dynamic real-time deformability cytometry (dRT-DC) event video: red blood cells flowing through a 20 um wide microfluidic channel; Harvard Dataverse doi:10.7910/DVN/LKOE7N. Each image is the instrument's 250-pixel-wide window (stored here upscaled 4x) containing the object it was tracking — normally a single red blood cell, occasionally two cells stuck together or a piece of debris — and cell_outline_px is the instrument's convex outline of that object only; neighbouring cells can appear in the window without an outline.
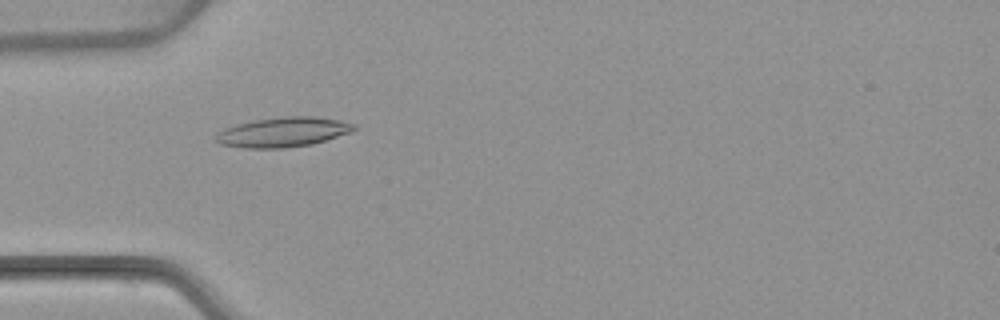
{"species": "common noctule bat (a hibernating species)", "species_latin": "Nyctalus noctula", "temperature_condition": "warm", "stored_images_in_passage": 6, "camera_frame_rate_fps": 3000, "um_per_image_px": 0.085, "animal": {"sex": "female", "body_mass_g": 22.7, "forearm_length_mm": 54.2}, "frame": {"image": 1, "passage_image": 5, "time_ms": 5.0, "image_size_px": [1000, 320], "cell_outline_px": [[356, 128], [352, 132], [312, 144], [284, 148], [244, 148], [220, 144], [212, 140], [224, 128], [236, 124], [252, 120], [284, 116], [312, 116], [340, 120], [356, 124]], "centroid_in_image_um": [24.05, 11.22], "position_along_channel_um": 61.0, "area_um2": 24.1}}
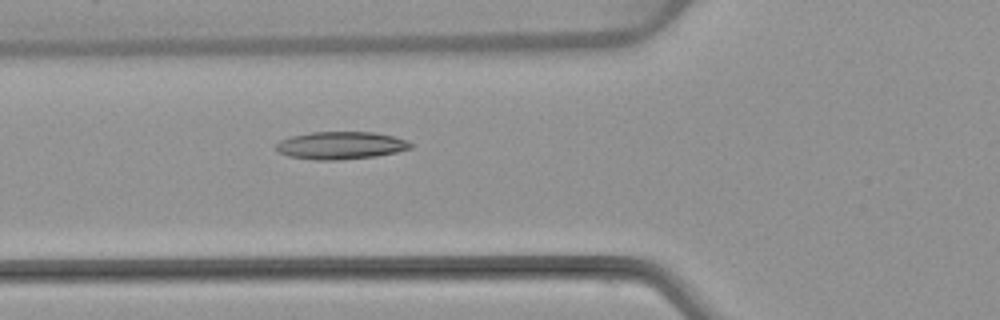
{"frame": {"image": 2, "passage_image": 6, "time_ms": 6.0, "image_size_px": [1000, 320], "cell_outline_px": [[416, 144], [412, 148], [396, 152], [376, 156], [340, 160], [316, 160], [288, 156], [280, 152], [276, 148], [276, 144], [280, 140], [292, 136], [312, 132], [372, 132], [392, 136], [408, 140]], "centroid_in_image_um": [29.01, 12.36], "position_along_channel_um": 96.8, "area_um2": 21.68}}